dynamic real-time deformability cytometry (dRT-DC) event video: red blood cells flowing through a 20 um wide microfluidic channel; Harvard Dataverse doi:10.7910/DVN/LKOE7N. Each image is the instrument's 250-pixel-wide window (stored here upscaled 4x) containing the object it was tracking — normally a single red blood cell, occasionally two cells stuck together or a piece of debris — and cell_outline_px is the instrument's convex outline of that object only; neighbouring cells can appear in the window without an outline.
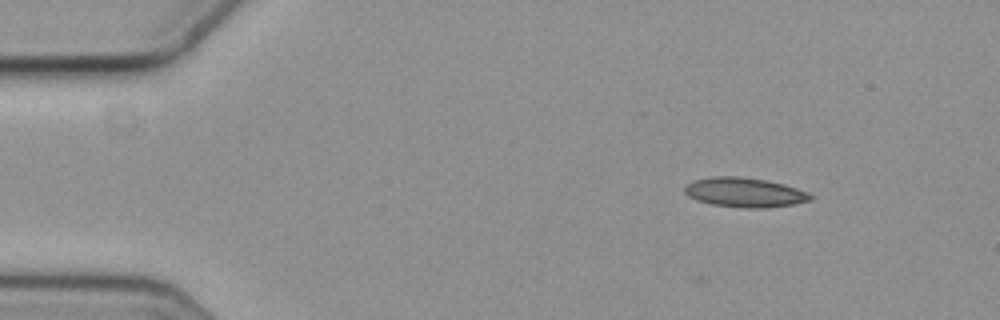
{"species": "common noctule bat (a hibernating species)", "species_latin": "Nyctalus noctula", "temperature_condition": "cold", "stored_images_in_passage": 2, "camera_frame_rate_fps": 3000, "um_per_image_px": 0.085, "animal": {"sex": "female", "body_mass_g": 19.3, "forearm_length_mm": 54.1}, "frame": {"image": 1, "passage_image": 2, "time_ms": 0.333, "image_size_px": [1000, 320], "cell_outline_px": [[812, 200], [792, 204], [764, 208], [744, 208], [712, 204], [696, 200], [688, 196], [684, 192], [684, 188], [688, 184], [696, 180], [712, 176], [740, 176], [764, 180], [784, 184], [808, 192], [812, 196]], "centroid_in_image_um": [63.29, 16.35], "position_along_channel_um": 21.7, "area_um2": 21.5}}